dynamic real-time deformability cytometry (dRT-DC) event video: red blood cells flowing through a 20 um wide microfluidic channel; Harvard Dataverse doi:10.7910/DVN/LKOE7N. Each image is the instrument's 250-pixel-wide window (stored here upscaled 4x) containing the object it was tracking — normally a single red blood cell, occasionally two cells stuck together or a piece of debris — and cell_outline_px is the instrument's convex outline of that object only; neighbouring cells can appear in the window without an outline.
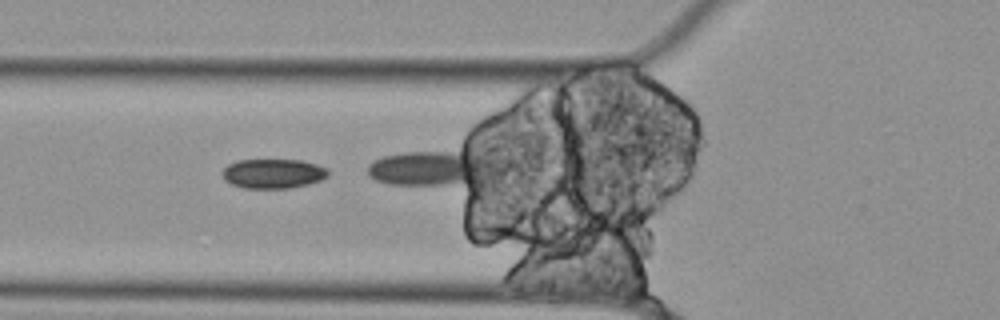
{"species": "Egyptian fruit bat (a non-hibernating species)", "species_latin": "Rousettus aegyptiacus", "temperature_condition": "cold", "stored_images_in_passage": 7, "camera_frame_rate_fps": 3000, "um_per_image_px": 0.085, "animal": {"sex": "female"}, "frame": {"image": 1, "passage_image": 5, "time_ms": 1.333, "image_size_px": [1000, 320], "cell_outline_px": [[328, 176], [320, 180], [308, 184], [288, 188], [244, 188], [232, 184], [224, 180], [220, 172], [228, 164], [236, 160], [300, 160], [316, 164], [328, 168]], "centroid_in_image_um": [23.18, 14.75], "position_along_channel_um": 102.6, "area_um2": 18.26}}